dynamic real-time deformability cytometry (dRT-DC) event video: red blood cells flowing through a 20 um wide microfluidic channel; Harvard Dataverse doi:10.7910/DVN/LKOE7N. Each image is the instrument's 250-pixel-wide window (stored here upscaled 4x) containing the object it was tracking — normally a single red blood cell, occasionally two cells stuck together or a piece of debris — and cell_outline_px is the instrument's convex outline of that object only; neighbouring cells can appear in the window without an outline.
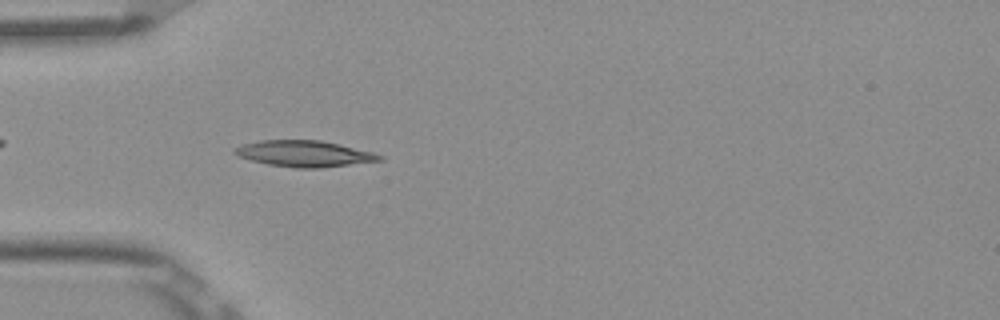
{"species": "Egyptian fruit bat (a non-hibernating species)", "species_latin": "Rousettus aegyptiacus", "temperature_condition": "room temperature", "stored_images_in_passage": 51, "camera_frame_rate_fps": 3000, "um_per_image_px": 0.085, "frame": {"image": 1, "passage_image": 15, "time_ms": 4.667, "image_size_px": [1000, 320], "cell_outline_px": [[384, 160], [320, 168], [296, 168], [268, 164], [236, 156], [232, 152], [236, 148], [244, 144], [260, 140], [320, 140], [372, 152], [384, 156]], "centroid_in_image_um": [25.86, 13.06], "position_along_channel_um": 59.1, "area_um2": 21.91}}
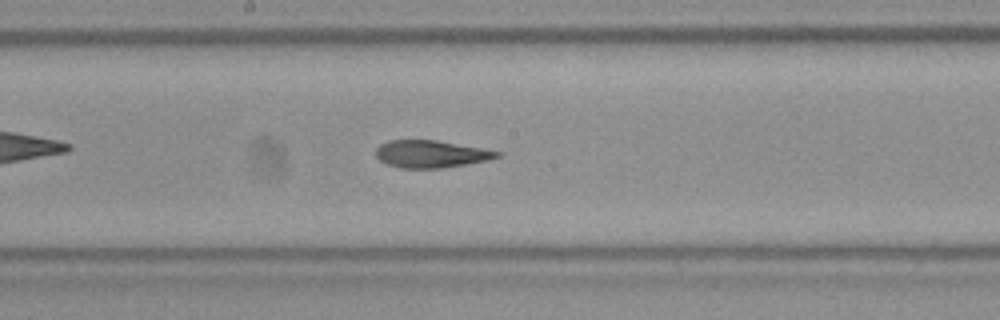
{"frame": {"image": 2, "passage_image": 27, "time_ms": 8.667, "image_size_px": [1000, 320], "cell_outline_px": [[504, 152], [500, 156], [488, 160], [440, 168], [400, 168], [388, 164], [380, 160], [376, 156], [376, 148], [380, 144], [388, 140], [436, 140]], "centroid_in_image_um": [36.62, 13.08], "position_along_channel_um": 211.6, "area_um2": 19.19}}
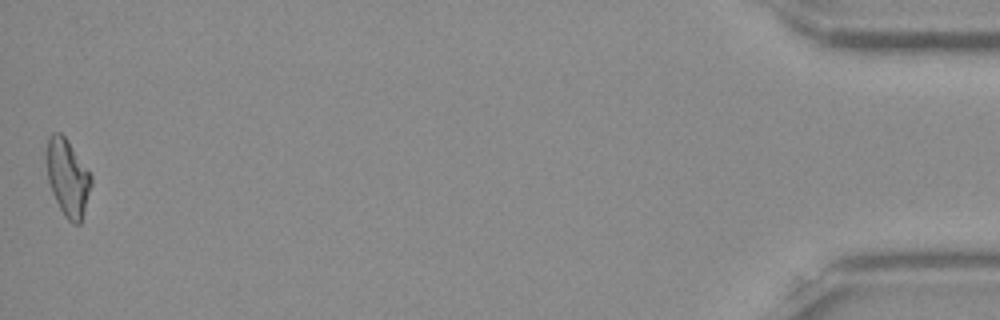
{"frame": {"image": 3, "passage_image": 51, "time_ms": 16.667, "image_size_px": [1000, 320], "cell_outline_px": [[92, 184], [80, 224], [72, 224], [64, 216], [52, 192], [48, 180], [44, 160], [44, 152], [48, 136], [52, 132], [60, 132], [64, 136], [92, 176]], "centroid_in_image_um": [5.7, 15.07], "position_along_channel_um": 429.5, "area_um2": 20.23}, "authors_computed_cell_mechanics": {"area_um2": 20.1144, "velocity_mm_per_s": 3.8908, "shape_relaxation_time_tau1_ms": null, "shape_relaxation_time_tau2_ms": 3.1909, "deformation_change_tau1": null, "deformation_change_tau2": 0.0993}}